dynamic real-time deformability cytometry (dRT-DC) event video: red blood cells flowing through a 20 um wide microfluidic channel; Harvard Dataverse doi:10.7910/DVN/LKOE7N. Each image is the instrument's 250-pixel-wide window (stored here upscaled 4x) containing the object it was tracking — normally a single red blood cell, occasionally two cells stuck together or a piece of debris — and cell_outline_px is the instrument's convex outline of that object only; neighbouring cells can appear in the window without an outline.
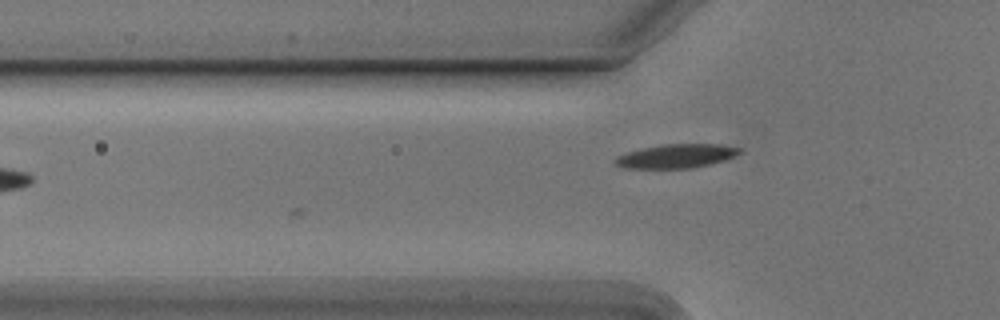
{"species": "Egyptian fruit bat (a non-hibernating species)", "species_latin": "Rousettus aegyptiacus", "temperature_condition": "cold", "stored_images_in_passage": 4, "camera_frame_rate_fps": 3000, "um_per_image_px": 0.085, "animal": {"sex": "male"}, "frame": {"image": 1, "passage_image": 4, "time_ms": 1.0, "image_size_px": [1000, 320], "cell_outline_px": [[744, 152], [724, 160], [692, 168], [624, 168], [616, 164], [612, 160], [616, 156], [628, 152], [644, 148], [664, 144], [720, 144], [744, 148]], "centroid_in_image_um": [57.53, 13.26], "position_along_channel_um": 68.3, "area_um2": 17.34}}